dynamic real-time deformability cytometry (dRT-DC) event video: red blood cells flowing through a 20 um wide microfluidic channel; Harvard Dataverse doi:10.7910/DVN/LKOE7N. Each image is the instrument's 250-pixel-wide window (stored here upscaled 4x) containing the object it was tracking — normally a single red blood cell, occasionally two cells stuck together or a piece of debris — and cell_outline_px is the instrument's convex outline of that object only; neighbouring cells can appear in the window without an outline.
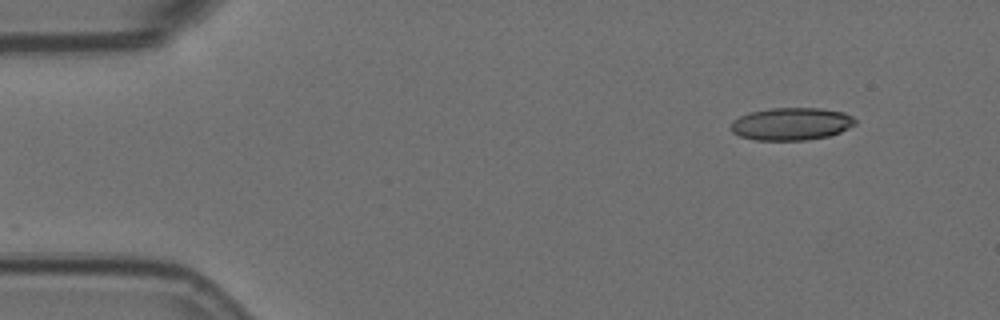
{"species": "Egyptian fruit bat (a non-hibernating species)", "species_latin": "Rousettus aegyptiacus", "temperature_condition": "room temperature", "stored_images_in_passage": 3, "camera_frame_rate_fps": 3000, "um_per_image_px": 0.085, "animal": {"sex": "female"}, "frame": {"image": 1, "passage_image": 3, "time_ms": 0.667, "image_size_px": [1000, 320], "cell_outline_px": [[856, 124], [840, 132], [828, 136], [808, 140], [756, 140], [740, 136], [732, 132], [732, 120], [748, 112], [772, 108], [820, 108], [844, 112], [852, 116], [856, 120]], "centroid_in_image_um": [67.27, 10.53], "position_along_channel_um": 17.7, "area_um2": 23.64}}